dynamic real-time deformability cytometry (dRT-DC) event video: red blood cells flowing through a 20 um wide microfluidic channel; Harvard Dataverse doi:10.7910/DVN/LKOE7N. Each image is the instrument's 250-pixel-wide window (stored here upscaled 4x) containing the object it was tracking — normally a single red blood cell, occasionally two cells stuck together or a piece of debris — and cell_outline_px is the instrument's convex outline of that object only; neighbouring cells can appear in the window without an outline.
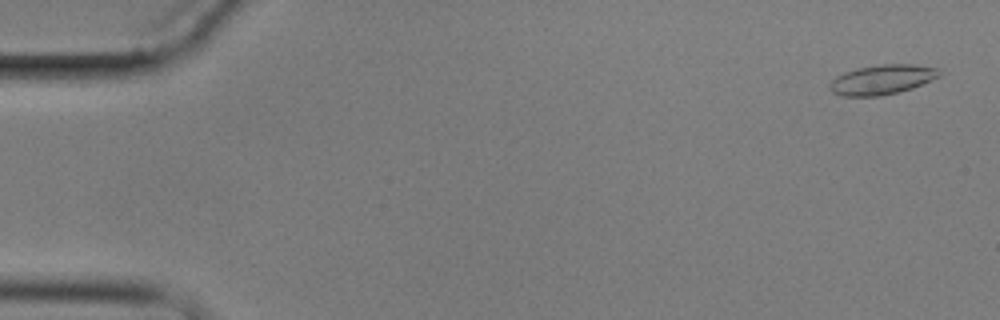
{"species": "common noctule bat (a hibernating species)", "species_latin": "Nyctalus noctula", "temperature_condition": "cold", "stored_images_in_passage": 6, "camera_frame_rate_fps": 3000, "um_per_image_px": 0.085, "animal": {"sex": "male", "body_mass_g": 17.9}, "frame": {"image": 1, "passage_image": 1, "time_ms": 0.0, "image_size_px": [1000, 320], "cell_outline_px": [[940, 76], [912, 88], [880, 96], [840, 96], [832, 92], [828, 88], [828, 84], [836, 76], [844, 72], [856, 68], [880, 64], [912, 64], [936, 68], [940, 72]], "centroid_in_image_um": [74.91, 6.76], "position_along_channel_um": 10.1, "area_um2": 18.96}}
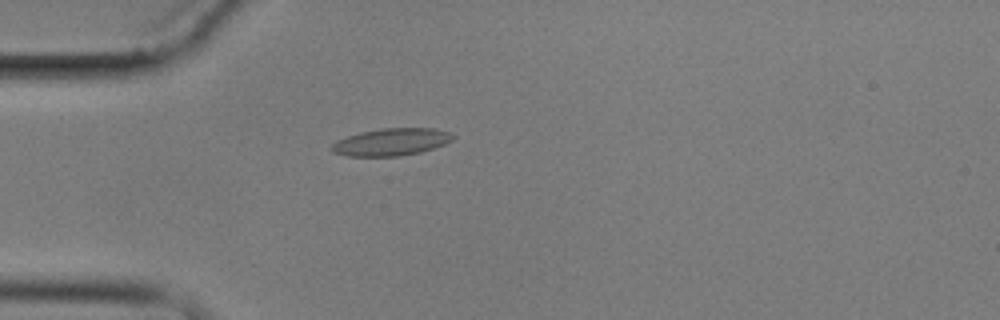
{"frame": {"image": 2, "passage_image": 5, "time_ms": 4.667, "image_size_px": [1000, 320], "cell_outline_px": [[456, 136], [452, 140], [444, 144], [420, 152], [400, 156], [348, 156], [332, 152], [332, 144], [336, 140], [360, 132], [380, 128], [436, 128], [452, 132]], "centroid_in_image_um": [33.28, 12.05], "position_along_channel_um": 51.7, "area_um2": 19.36}}